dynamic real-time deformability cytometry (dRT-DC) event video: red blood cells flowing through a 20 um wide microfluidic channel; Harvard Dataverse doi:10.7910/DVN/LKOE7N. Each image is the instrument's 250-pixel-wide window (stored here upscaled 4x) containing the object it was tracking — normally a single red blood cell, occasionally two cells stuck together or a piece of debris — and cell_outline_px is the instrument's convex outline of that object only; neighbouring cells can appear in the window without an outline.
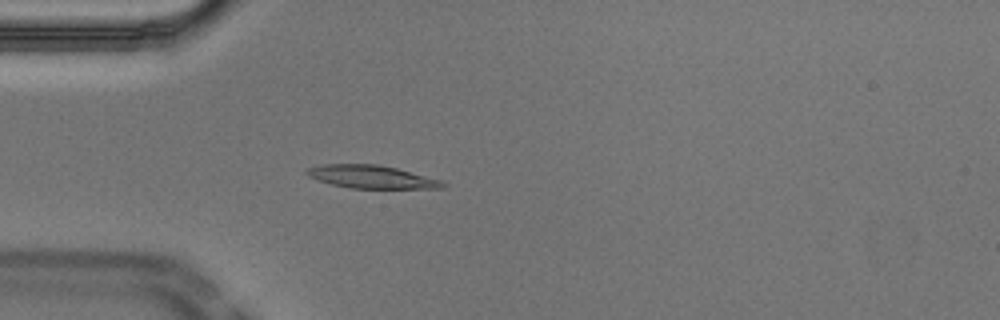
{"species": "Egyptian fruit bat (a non-hibernating species)", "species_latin": "Rousettus aegyptiacus", "temperature_condition": "cold", "stored_images_in_passage": 53, "camera_frame_rate_fps": 3000, "um_per_image_px": 0.085, "animal": {"sex": "male"}, "frame": {"image": 1, "passage_image": 14, "time_ms": 4.333, "image_size_px": [1000, 320], "cell_outline_px": [[448, 184], [444, 188], [348, 188], [332, 184], [308, 176], [304, 172], [308, 168], [320, 164], [376, 164], [396, 168], [440, 180]], "centroid_in_image_um": [31.56, 15.03], "position_along_channel_um": 53.4, "area_um2": 18.03}}
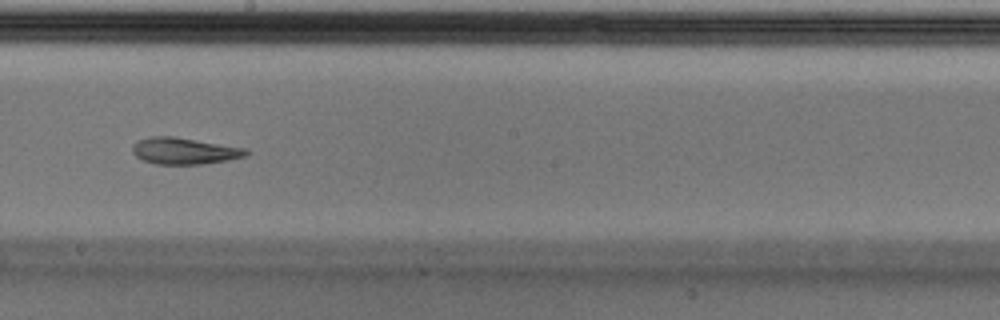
{"frame": {"image": 2, "passage_image": 29, "time_ms": 9.333, "image_size_px": [1000, 320], "cell_outline_px": [[252, 152], [244, 156], [228, 160], [200, 164], [156, 164], [144, 160], [136, 156], [132, 152], [132, 144], [136, 140], [152, 136], [172, 136], [248, 148]], "centroid_in_image_um": [15.67, 12.82], "position_along_channel_um": 232.5, "area_um2": 17.69}}
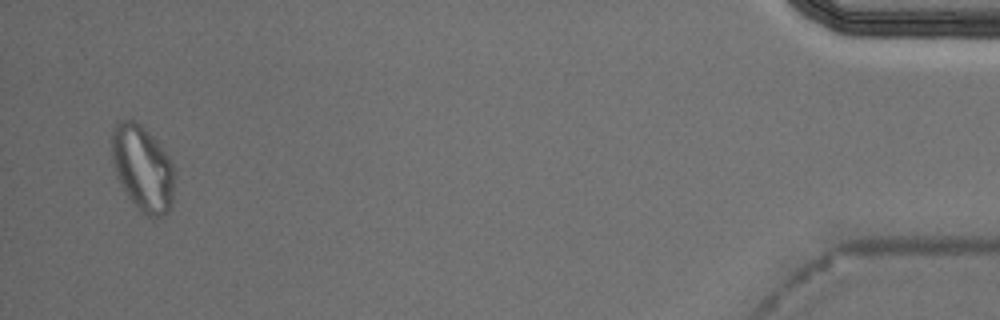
{"frame": {"image": 3, "passage_image": 51, "time_ms": 16.667, "image_size_px": [1000, 320], "cell_outline_px": [[172, 204], [168, 212], [160, 216], [144, 216], [140, 212], [128, 196], [120, 184], [116, 176], [112, 160], [112, 128], [120, 120], [132, 116], [148, 132], [168, 156], [172, 164]], "centroid_in_image_um": [12.07, 14.28], "position_along_channel_um": 423.1, "area_um2": 31.1}, "authors_computed_cell_mechanics": {"area_um2": 18.2648, "velocity_mm_per_s": 3.7045, "shape_relaxation_time_tau1_ms": null, "shape_relaxation_time_tau2_ms": 4.6076, "deformation_change_tau1": null, "deformation_change_tau2": 0.109}}